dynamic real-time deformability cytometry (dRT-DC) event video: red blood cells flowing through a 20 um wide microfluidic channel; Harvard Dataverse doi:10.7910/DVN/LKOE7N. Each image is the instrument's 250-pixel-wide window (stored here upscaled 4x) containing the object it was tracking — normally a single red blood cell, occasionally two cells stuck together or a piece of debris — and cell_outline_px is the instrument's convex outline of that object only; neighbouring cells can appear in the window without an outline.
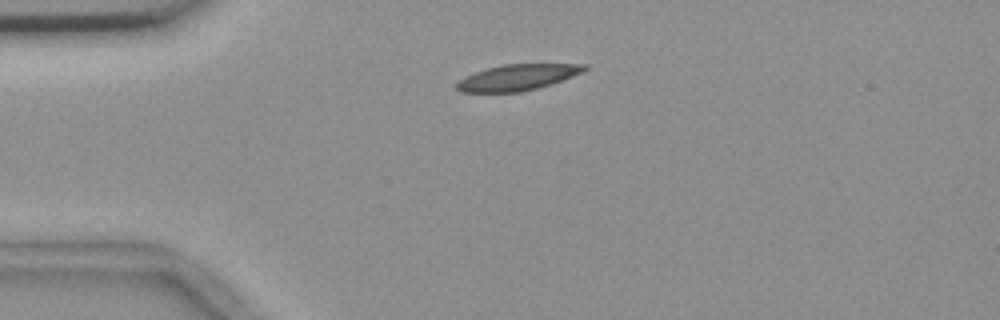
{"species": "common noctule bat (a hibernating species)", "species_latin": "Nyctalus noctula", "temperature_condition": "room temperature", "stored_images_in_passage": 43, "camera_frame_rate_fps": 3000, "um_per_image_px": 0.085, "animal": {"sex": "female", "body_mass_g": 18.4}, "frame": {"image": 1, "passage_image": 1, "time_ms": 0.0, "image_size_px": [1000, 320], "cell_outline_px": [[588, 68], [572, 76], [536, 88], [520, 92], [460, 92], [456, 88], [456, 84], [464, 76], [488, 68], [504, 64], [588, 64]], "centroid_in_image_um": [43.94, 6.57], "position_along_channel_um": 41.1, "area_um2": 18.96}}
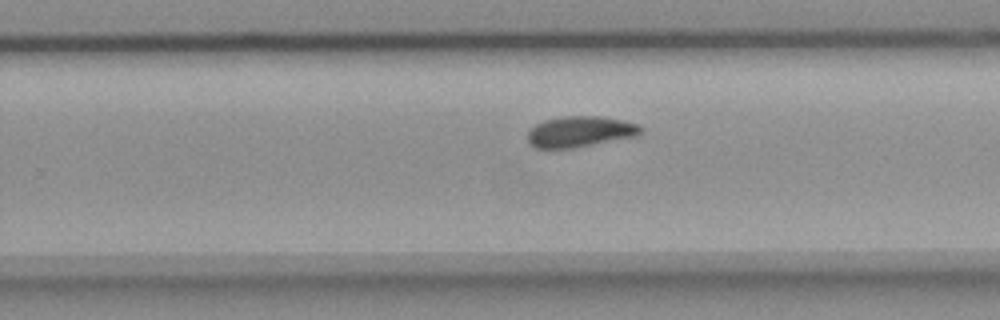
{"frame": {"image": 2, "passage_image": 23, "time_ms": 7.333, "image_size_px": [1000, 320], "cell_outline_px": [[644, 128], [636, 136], [572, 148], [536, 148], [528, 144], [528, 132], [536, 124], [544, 120], [560, 116], [600, 116], [620, 120], [636, 124]], "centroid_in_image_um": [49.26, 11.19], "position_along_channel_um": 280.5, "area_um2": 20.17}}
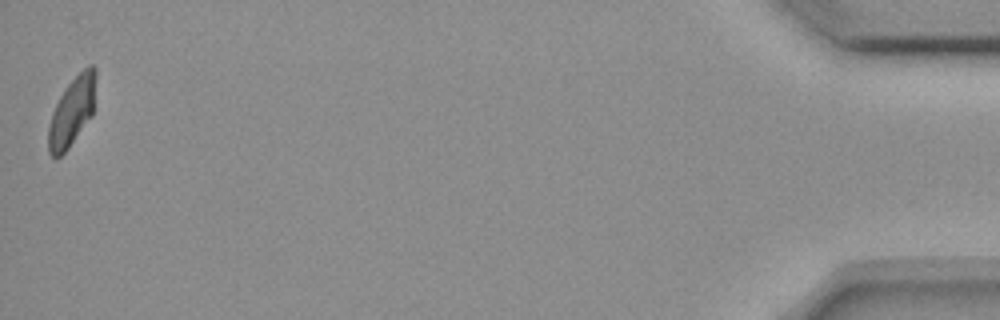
{"frame": {"image": 3, "passage_image": 43, "time_ms": 14.0, "image_size_px": [1000, 320], "cell_outline_px": [[96, 76], [92, 116], [68, 148], [60, 156], [52, 156], [48, 152], [48, 124], [52, 112], [64, 88], [88, 64], [92, 64], [96, 68]], "centroid_in_image_um": [6.11, 9.46], "position_along_channel_um": 429.1, "area_um2": 18.9}, "authors_computed_cell_mechanics": {"area_um2": 19.9988, "velocity_mm_per_s": 3.6321, "shape_relaxation_time_tau1_ms": 6.4083, "shape_relaxation_time_tau2_ms": 4.4983, "deformation_change_tau1": 0.1578, "deformation_change_tau2": 0.1033}}